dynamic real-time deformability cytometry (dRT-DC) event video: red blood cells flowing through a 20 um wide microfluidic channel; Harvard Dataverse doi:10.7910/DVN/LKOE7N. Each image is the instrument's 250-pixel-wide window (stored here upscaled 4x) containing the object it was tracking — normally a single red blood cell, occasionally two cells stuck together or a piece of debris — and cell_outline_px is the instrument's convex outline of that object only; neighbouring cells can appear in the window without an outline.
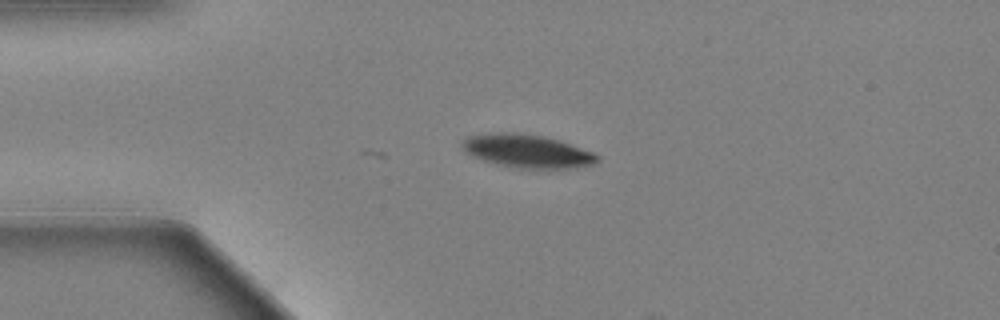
{"species": "Egyptian fruit bat (a non-hibernating species)", "species_latin": "Rousettus aegyptiacus", "temperature_condition": "warm", "stored_images_in_passage": 3, "camera_frame_rate_fps": 3000, "um_per_image_px": 0.085, "animal": {"sex": "female"}, "frame": {"image": 1, "passage_image": 3, "time_ms": 0.667, "image_size_px": [1000, 320], "cell_outline_px": [[600, 160], [592, 164], [576, 168], [512, 168], [484, 160], [472, 156], [464, 152], [460, 148], [460, 140], [468, 136], [512, 132], [540, 136], [556, 140], [592, 152], [600, 156]], "centroid_in_image_um": [44.76, 12.86], "position_along_channel_um": 40.2, "area_um2": 25.84}}